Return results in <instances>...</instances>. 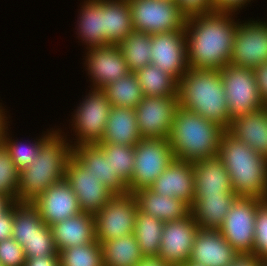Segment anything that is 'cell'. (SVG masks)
<instances>
[{
  "label": "cell",
  "instance_id": "21",
  "mask_svg": "<svg viewBox=\"0 0 267 266\" xmlns=\"http://www.w3.org/2000/svg\"><path fill=\"white\" fill-rule=\"evenodd\" d=\"M238 253L219 229H198L188 263L202 266H229Z\"/></svg>",
  "mask_w": 267,
  "mask_h": 266
},
{
  "label": "cell",
  "instance_id": "52",
  "mask_svg": "<svg viewBox=\"0 0 267 266\" xmlns=\"http://www.w3.org/2000/svg\"><path fill=\"white\" fill-rule=\"evenodd\" d=\"M263 266H267V258L263 259Z\"/></svg>",
  "mask_w": 267,
  "mask_h": 266
},
{
  "label": "cell",
  "instance_id": "7",
  "mask_svg": "<svg viewBox=\"0 0 267 266\" xmlns=\"http://www.w3.org/2000/svg\"><path fill=\"white\" fill-rule=\"evenodd\" d=\"M219 71L231 120L265 107L254 69L227 64Z\"/></svg>",
  "mask_w": 267,
  "mask_h": 266
},
{
  "label": "cell",
  "instance_id": "40",
  "mask_svg": "<svg viewBox=\"0 0 267 266\" xmlns=\"http://www.w3.org/2000/svg\"><path fill=\"white\" fill-rule=\"evenodd\" d=\"M253 254L260 259L267 258V200L257 206Z\"/></svg>",
  "mask_w": 267,
  "mask_h": 266
},
{
  "label": "cell",
  "instance_id": "8",
  "mask_svg": "<svg viewBox=\"0 0 267 266\" xmlns=\"http://www.w3.org/2000/svg\"><path fill=\"white\" fill-rule=\"evenodd\" d=\"M133 29L150 35L185 30L187 16L174 0H128Z\"/></svg>",
  "mask_w": 267,
  "mask_h": 266
},
{
  "label": "cell",
  "instance_id": "9",
  "mask_svg": "<svg viewBox=\"0 0 267 266\" xmlns=\"http://www.w3.org/2000/svg\"><path fill=\"white\" fill-rule=\"evenodd\" d=\"M134 170L128 182L129 193L149 188L176 159L169 139H141L135 146Z\"/></svg>",
  "mask_w": 267,
  "mask_h": 266
},
{
  "label": "cell",
  "instance_id": "43",
  "mask_svg": "<svg viewBox=\"0 0 267 266\" xmlns=\"http://www.w3.org/2000/svg\"><path fill=\"white\" fill-rule=\"evenodd\" d=\"M180 10L188 17L213 12L211 0H176Z\"/></svg>",
  "mask_w": 267,
  "mask_h": 266
},
{
  "label": "cell",
  "instance_id": "1",
  "mask_svg": "<svg viewBox=\"0 0 267 266\" xmlns=\"http://www.w3.org/2000/svg\"><path fill=\"white\" fill-rule=\"evenodd\" d=\"M238 13L213 11L188 16L185 23L188 67L220 70L230 64ZM236 18V19H235Z\"/></svg>",
  "mask_w": 267,
  "mask_h": 266
},
{
  "label": "cell",
  "instance_id": "50",
  "mask_svg": "<svg viewBox=\"0 0 267 266\" xmlns=\"http://www.w3.org/2000/svg\"><path fill=\"white\" fill-rule=\"evenodd\" d=\"M12 203L5 197L0 196V214L5 211Z\"/></svg>",
  "mask_w": 267,
  "mask_h": 266
},
{
  "label": "cell",
  "instance_id": "12",
  "mask_svg": "<svg viewBox=\"0 0 267 266\" xmlns=\"http://www.w3.org/2000/svg\"><path fill=\"white\" fill-rule=\"evenodd\" d=\"M253 17L239 21L230 64L255 69L267 63V19ZM263 20V21H262Z\"/></svg>",
  "mask_w": 267,
  "mask_h": 266
},
{
  "label": "cell",
  "instance_id": "37",
  "mask_svg": "<svg viewBox=\"0 0 267 266\" xmlns=\"http://www.w3.org/2000/svg\"><path fill=\"white\" fill-rule=\"evenodd\" d=\"M60 266H103L101 244L95 240L58 251Z\"/></svg>",
  "mask_w": 267,
  "mask_h": 266
},
{
  "label": "cell",
  "instance_id": "32",
  "mask_svg": "<svg viewBox=\"0 0 267 266\" xmlns=\"http://www.w3.org/2000/svg\"><path fill=\"white\" fill-rule=\"evenodd\" d=\"M100 244L103 266H137L145 258L134 233Z\"/></svg>",
  "mask_w": 267,
  "mask_h": 266
},
{
  "label": "cell",
  "instance_id": "51",
  "mask_svg": "<svg viewBox=\"0 0 267 266\" xmlns=\"http://www.w3.org/2000/svg\"><path fill=\"white\" fill-rule=\"evenodd\" d=\"M183 266H202V265H197V264H194V263H187V264H185Z\"/></svg>",
  "mask_w": 267,
  "mask_h": 266
},
{
  "label": "cell",
  "instance_id": "42",
  "mask_svg": "<svg viewBox=\"0 0 267 266\" xmlns=\"http://www.w3.org/2000/svg\"><path fill=\"white\" fill-rule=\"evenodd\" d=\"M25 261L24 249L15 239L0 241V263L3 266H24Z\"/></svg>",
  "mask_w": 267,
  "mask_h": 266
},
{
  "label": "cell",
  "instance_id": "18",
  "mask_svg": "<svg viewBox=\"0 0 267 266\" xmlns=\"http://www.w3.org/2000/svg\"><path fill=\"white\" fill-rule=\"evenodd\" d=\"M32 205L39 211L45 224L50 227L82 212L77 196L65 178L51 185L32 202Z\"/></svg>",
  "mask_w": 267,
  "mask_h": 266
},
{
  "label": "cell",
  "instance_id": "2",
  "mask_svg": "<svg viewBox=\"0 0 267 266\" xmlns=\"http://www.w3.org/2000/svg\"><path fill=\"white\" fill-rule=\"evenodd\" d=\"M179 106L228 130L231 119L219 70L189 68L178 80Z\"/></svg>",
  "mask_w": 267,
  "mask_h": 266
},
{
  "label": "cell",
  "instance_id": "16",
  "mask_svg": "<svg viewBox=\"0 0 267 266\" xmlns=\"http://www.w3.org/2000/svg\"><path fill=\"white\" fill-rule=\"evenodd\" d=\"M65 179L76 194L79 208L84 213L96 214L115 195L72 156L66 163Z\"/></svg>",
  "mask_w": 267,
  "mask_h": 266
},
{
  "label": "cell",
  "instance_id": "4",
  "mask_svg": "<svg viewBox=\"0 0 267 266\" xmlns=\"http://www.w3.org/2000/svg\"><path fill=\"white\" fill-rule=\"evenodd\" d=\"M218 156L228 171L235 194L267 200V158L227 130L222 134Z\"/></svg>",
  "mask_w": 267,
  "mask_h": 266
},
{
  "label": "cell",
  "instance_id": "38",
  "mask_svg": "<svg viewBox=\"0 0 267 266\" xmlns=\"http://www.w3.org/2000/svg\"><path fill=\"white\" fill-rule=\"evenodd\" d=\"M97 145L103 150L113 170L128 183L134 170V146L110 143H97Z\"/></svg>",
  "mask_w": 267,
  "mask_h": 266
},
{
  "label": "cell",
  "instance_id": "35",
  "mask_svg": "<svg viewBox=\"0 0 267 266\" xmlns=\"http://www.w3.org/2000/svg\"><path fill=\"white\" fill-rule=\"evenodd\" d=\"M134 73L141 86L143 96H177L178 81L161 68L149 64Z\"/></svg>",
  "mask_w": 267,
  "mask_h": 266
},
{
  "label": "cell",
  "instance_id": "29",
  "mask_svg": "<svg viewBox=\"0 0 267 266\" xmlns=\"http://www.w3.org/2000/svg\"><path fill=\"white\" fill-rule=\"evenodd\" d=\"M237 197L235 193L198 196L191 206L190 213L199 228L219 229Z\"/></svg>",
  "mask_w": 267,
  "mask_h": 266
},
{
  "label": "cell",
  "instance_id": "10",
  "mask_svg": "<svg viewBox=\"0 0 267 266\" xmlns=\"http://www.w3.org/2000/svg\"><path fill=\"white\" fill-rule=\"evenodd\" d=\"M138 210L133 193L114 195L93 215L96 240L102 243L133 233Z\"/></svg>",
  "mask_w": 267,
  "mask_h": 266
},
{
  "label": "cell",
  "instance_id": "13",
  "mask_svg": "<svg viewBox=\"0 0 267 266\" xmlns=\"http://www.w3.org/2000/svg\"><path fill=\"white\" fill-rule=\"evenodd\" d=\"M178 106L177 96H144L135 109L142 139L169 138Z\"/></svg>",
  "mask_w": 267,
  "mask_h": 266
},
{
  "label": "cell",
  "instance_id": "34",
  "mask_svg": "<svg viewBox=\"0 0 267 266\" xmlns=\"http://www.w3.org/2000/svg\"><path fill=\"white\" fill-rule=\"evenodd\" d=\"M130 72L151 64L152 42L149 33L134 30L117 44Z\"/></svg>",
  "mask_w": 267,
  "mask_h": 266
},
{
  "label": "cell",
  "instance_id": "17",
  "mask_svg": "<svg viewBox=\"0 0 267 266\" xmlns=\"http://www.w3.org/2000/svg\"><path fill=\"white\" fill-rule=\"evenodd\" d=\"M151 64L161 68L177 81L188 71L185 30L151 35Z\"/></svg>",
  "mask_w": 267,
  "mask_h": 266
},
{
  "label": "cell",
  "instance_id": "26",
  "mask_svg": "<svg viewBox=\"0 0 267 266\" xmlns=\"http://www.w3.org/2000/svg\"><path fill=\"white\" fill-rule=\"evenodd\" d=\"M51 231L57 251L92 243L95 237V219L92 214L81 212L52 225Z\"/></svg>",
  "mask_w": 267,
  "mask_h": 266
},
{
  "label": "cell",
  "instance_id": "30",
  "mask_svg": "<svg viewBox=\"0 0 267 266\" xmlns=\"http://www.w3.org/2000/svg\"><path fill=\"white\" fill-rule=\"evenodd\" d=\"M53 235L32 203H14L12 238L22 247L34 236Z\"/></svg>",
  "mask_w": 267,
  "mask_h": 266
},
{
  "label": "cell",
  "instance_id": "20",
  "mask_svg": "<svg viewBox=\"0 0 267 266\" xmlns=\"http://www.w3.org/2000/svg\"><path fill=\"white\" fill-rule=\"evenodd\" d=\"M71 156L99 182L116 194H127L128 183L114 171L97 144L74 146Z\"/></svg>",
  "mask_w": 267,
  "mask_h": 266
},
{
  "label": "cell",
  "instance_id": "36",
  "mask_svg": "<svg viewBox=\"0 0 267 266\" xmlns=\"http://www.w3.org/2000/svg\"><path fill=\"white\" fill-rule=\"evenodd\" d=\"M112 106L136 109L143 99V93L134 72L109 83L102 89Z\"/></svg>",
  "mask_w": 267,
  "mask_h": 266
},
{
  "label": "cell",
  "instance_id": "3",
  "mask_svg": "<svg viewBox=\"0 0 267 266\" xmlns=\"http://www.w3.org/2000/svg\"><path fill=\"white\" fill-rule=\"evenodd\" d=\"M71 153L70 141L57 129L42 144L32 163L19 172L16 203H32L51 185L63 180Z\"/></svg>",
  "mask_w": 267,
  "mask_h": 266
},
{
  "label": "cell",
  "instance_id": "11",
  "mask_svg": "<svg viewBox=\"0 0 267 266\" xmlns=\"http://www.w3.org/2000/svg\"><path fill=\"white\" fill-rule=\"evenodd\" d=\"M262 201L260 198L238 196L219 228L238 254H253L257 206Z\"/></svg>",
  "mask_w": 267,
  "mask_h": 266
},
{
  "label": "cell",
  "instance_id": "15",
  "mask_svg": "<svg viewBox=\"0 0 267 266\" xmlns=\"http://www.w3.org/2000/svg\"><path fill=\"white\" fill-rule=\"evenodd\" d=\"M198 229L191 213L183 219L164 222L157 258L169 266L187 264Z\"/></svg>",
  "mask_w": 267,
  "mask_h": 266
},
{
  "label": "cell",
  "instance_id": "44",
  "mask_svg": "<svg viewBox=\"0 0 267 266\" xmlns=\"http://www.w3.org/2000/svg\"><path fill=\"white\" fill-rule=\"evenodd\" d=\"M252 1V2H251ZM254 0H211L214 11L241 13L242 9L252 5Z\"/></svg>",
  "mask_w": 267,
  "mask_h": 266
},
{
  "label": "cell",
  "instance_id": "6",
  "mask_svg": "<svg viewBox=\"0 0 267 266\" xmlns=\"http://www.w3.org/2000/svg\"><path fill=\"white\" fill-rule=\"evenodd\" d=\"M87 91L85 96L82 95V100L80 99L75 109H72L71 119L68 120L70 121L68 127L71 128V136L68 128L67 132L61 127L58 128L70 141L72 148L79 145L99 143L105 132L112 108L107 94L102 89L89 88Z\"/></svg>",
  "mask_w": 267,
  "mask_h": 266
},
{
  "label": "cell",
  "instance_id": "47",
  "mask_svg": "<svg viewBox=\"0 0 267 266\" xmlns=\"http://www.w3.org/2000/svg\"><path fill=\"white\" fill-rule=\"evenodd\" d=\"M24 266H60L59 255L26 257Z\"/></svg>",
  "mask_w": 267,
  "mask_h": 266
},
{
  "label": "cell",
  "instance_id": "27",
  "mask_svg": "<svg viewBox=\"0 0 267 266\" xmlns=\"http://www.w3.org/2000/svg\"><path fill=\"white\" fill-rule=\"evenodd\" d=\"M141 211L164 222L183 219L190 214L191 207L184 201L160 195L150 188L133 193Z\"/></svg>",
  "mask_w": 267,
  "mask_h": 266
},
{
  "label": "cell",
  "instance_id": "24",
  "mask_svg": "<svg viewBox=\"0 0 267 266\" xmlns=\"http://www.w3.org/2000/svg\"><path fill=\"white\" fill-rule=\"evenodd\" d=\"M195 195L214 196L221 193H234L230 176L222 159L217 155L193 163Z\"/></svg>",
  "mask_w": 267,
  "mask_h": 266
},
{
  "label": "cell",
  "instance_id": "46",
  "mask_svg": "<svg viewBox=\"0 0 267 266\" xmlns=\"http://www.w3.org/2000/svg\"><path fill=\"white\" fill-rule=\"evenodd\" d=\"M256 75V81L259 88L260 95L267 103V63L260 65L254 69Z\"/></svg>",
  "mask_w": 267,
  "mask_h": 266
},
{
  "label": "cell",
  "instance_id": "31",
  "mask_svg": "<svg viewBox=\"0 0 267 266\" xmlns=\"http://www.w3.org/2000/svg\"><path fill=\"white\" fill-rule=\"evenodd\" d=\"M104 30L111 44L120 43L134 31L128 0H104Z\"/></svg>",
  "mask_w": 267,
  "mask_h": 266
},
{
  "label": "cell",
  "instance_id": "14",
  "mask_svg": "<svg viewBox=\"0 0 267 266\" xmlns=\"http://www.w3.org/2000/svg\"><path fill=\"white\" fill-rule=\"evenodd\" d=\"M83 68L90 81V88L103 89L130 73L117 44L90 47L84 50Z\"/></svg>",
  "mask_w": 267,
  "mask_h": 266
},
{
  "label": "cell",
  "instance_id": "28",
  "mask_svg": "<svg viewBox=\"0 0 267 266\" xmlns=\"http://www.w3.org/2000/svg\"><path fill=\"white\" fill-rule=\"evenodd\" d=\"M141 139L135 109L112 106L99 143L135 146Z\"/></svg>",
  "mask_w": 267,
  "mask_h": 266
},
{
  "label": "cell",
  "instance_id": "41",
  "mask_svg": "<svg viewBox=\"0 0 267 266\" xmlns=\"http://www.w3.org/2000/svg\"><path fill=\"white\" fill-rule=\"evenodd\" d=\"M25 257L59 255L53 235L34 236L23 246Z\"/></svg>",
  "mask_w": 267,
  "mask_h": 266
},
{
  "label": "cell",
  "instance_id": "33",
  "mask_svg": "<svg viewBox=\"0 0 267 266\" xmlns=\"http://www.w3.org/2000/svg\"><path fill=\"white\" fill-rule=\"evenodd\" d=\"M163 228L164 221L138 210L133 233L144 257H157Z\"/></svg>",
  "mask_w": 267,
  "mask_h": 266
},
{
  "label": "cell",
  "instance_id": "49",
  "mask_svg": "<svg viewBox=\"0 0 267 266\" xmlns=\"http://www.w3.org/2000/svg\"><path fill=\"white\" fill-rule=\"evenodd\" d=\"M137 266H169L157 257H145Z\"/></svg>",
  "mask_w": 267,
  "mask_h": 266
},
{
  "label": "cell",
  "instance_id": "5",
  "mask_svg": "<svg viewBox=\"0 0 267 266\" xmlns=\"http://www.w3.org/2000/svg\"><path fill=\"white\" fill-rule=\"evenodd\" d=\"M225 131L196 112L178 106L168 139L176 159L194 163L218 155Z\"/></svg>",
  "mask_w": 267,
  "mask_h": 266
},
{
  "label": "cell",
  "instance_id": "48",
  "mask_svg": "<svg viewBox=\"0 0 267 266\" xmlns=\"http://www.w3.org/2000/svg\"><path fill=\"white\" fill-rule=\"evenodd\" d=\"M229 266H263V259L254 254H238Z\"/></svg>",
  "mask_w": 267,
  "mask_h": 266
},
{
  "label": "cell",
  "instance_id": "45",
  "mask_svg": "<svg viewBox=\"0 0 267 266\" xmlns=\"http://www.w3.org/2000/svg\"><path fill=\"white\" fill-rule=\"evenodd\" d=\"M14 219V203L0 214V241L12 237Z\"/></svg>",
  "mask_w": 267,
  "mask_h": 266
},
{
  "label": "cell",
  "instance_id": "22",
  "mask_svg": "<svg viewBox=\"0 0 267 266\" xmlns=\"http://www.w3.org/2000/svg\"><path fill=\"white\" fill-rule=\"evenodd\" d=\"M2 101V100H0ZM4 103L0 102V141L9 151V154L12 158V161L17 166V169L21 171L22 169L28 167L32 161L37 157L42 144L58 129L57 126L55 128L46 129V131H42V134L35 137L34 139L31 137L30 141L18 140L19 138L15 137L11 133L12 118L8 109H5L3 106ZM10 114V115H9ZM11 116V117H10ZM10 121H9V120ZM11 125H10V124ZM10 129H9V128ZM13 135V136H12ZM14 137L16 139H14ZM28 142V143H27Z\"/></svg>",
  "mask_w": 267,
  "mask_h": 266
},
{
  "label": "cell",
  "instance_id": "39",
  "mask_svg": "<svg viewBox=\"0 0 267 266\" xmlns=\"http://www.w3.org/2000/svg\"><path fill=\"white\" fill-rule=\"evenodd\" d=\"M19 172L9 151L0 141V196L7 198L11 203H16Z\"/></svg>",
  "mask_w": 267,
  "mask_h": 266
},
{
  "label": "cell",
  "instance_id": "23",
  "mask_svg": "<svg viewBox=\"0 0 267 266\" xmlns=\"http://www.w3.org/2000/svg\"><path fill=\"white\" fill-rule=\"evenodd\" d=\"M77 21L75 22L76 38L84 49L110 45L105 38L104 30V0H83L79 5Z\"/></svg>",
  "mask_w": 267,
  "mask_h": 266
},
{
  "label": "cell",
  "instance_id": "19",
  "mask_svg": "<svg viewBox=\"0 0 267 266\" xmlns=\"http://www.w3.org/2000/svg\"><path fill=\"white\" fill-rule=\"evenodd\" d=\"M149 188L160 195L180 199L191 207L195 195L193 163L174 159Z\"/></svg>",
  "mask_w": 267,
  "mask_h": 266
},
{
  "label": "cell",
  "instance_id": "25",
  "mask_svg": "<svg viewBox=\"0 0 267 266\" xmlns=\"http://www.w3.org/2000/svg\"><path fill=\"white\" fill-rule=\"evenodd\" d=\"M258 154L267 158V108L238 116L231 120L227 130Z\"/></svg>",
  "mask_w": 267,
  "mask_h": 266
}]
</instances>
